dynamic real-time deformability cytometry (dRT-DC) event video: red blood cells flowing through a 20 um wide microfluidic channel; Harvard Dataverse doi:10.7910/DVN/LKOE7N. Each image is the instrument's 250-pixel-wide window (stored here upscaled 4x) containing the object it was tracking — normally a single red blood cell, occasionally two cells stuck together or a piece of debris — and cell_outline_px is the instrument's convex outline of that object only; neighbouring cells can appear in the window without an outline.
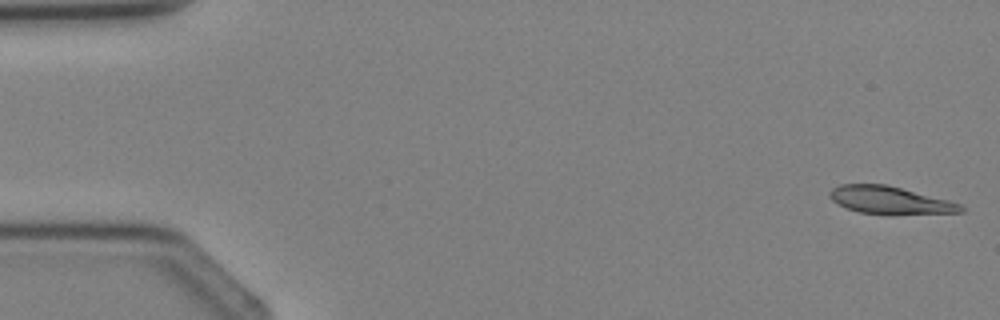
{"species": "Egyptian fruit bat (a non-hibernating species)", "species_latin": "Rousettus aegyptiacus", "temperature_condition": "cold", "stored_images_in_passage": 3, "segment_of_instrument_passage": [2, 2], "camera_frame_rate_fps": 3000, "um_per_image_px": 0.085, "animal": {"sex": "female"}, "frame": {"image": 1, "passage_image": 3, "time_ms": 2.333, "image_size_px": [1000, 320], "cell_outline_px": [[964, 212], [888, 216], [860, 212], [848, 208], [832, 200], [828, 196], [828, 192], [832, 188], [840, 184], [888, 184], [948, 200], [960, 204], [964, 208]], "centroid_in_image_um": [75.66, 17.04], "position_along_channel_um": 9.3, "area_um2": 21.56}}